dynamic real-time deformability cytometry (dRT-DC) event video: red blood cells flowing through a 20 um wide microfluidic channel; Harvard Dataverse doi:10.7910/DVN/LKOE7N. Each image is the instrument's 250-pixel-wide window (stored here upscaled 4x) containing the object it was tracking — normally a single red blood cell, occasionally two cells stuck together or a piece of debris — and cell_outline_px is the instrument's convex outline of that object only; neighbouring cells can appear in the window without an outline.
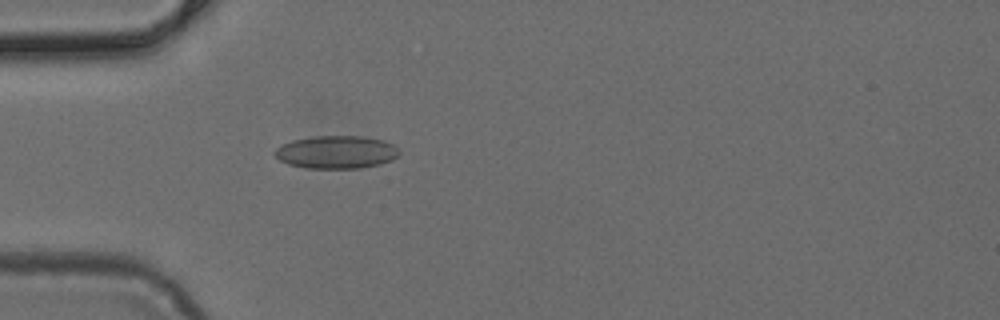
{"species": "common noctule bat (a hibernating species)", "species_latin": "Nyctalus noctula", "temperature_condition": "cold", "stored_images_in_passage": 49, "camera_frame_rate_fps": 3000, "um_per_image_px": 0.085, "animal": {"sex": "female", "body_mass_g": 24.6, "forearm_length_mm": 56.2}, "frame": {"image": 1, "passage_image": 15, "time_ms": 4.667, "image_size_px": [1000, 320], "cell_outline_px": [[400, 156], [392, 160], [380, 164], [360, 168], [308, 168], [288, 164], [280, 160], [272, 152], [280, 144], [292, 140], [312, 136], [364, 136], [384, 140], [400, 148]], "centroid_in_image_um": [28.61, 12.92], "position_along_channel_um": 56.4, "area_um2": 24.16}}
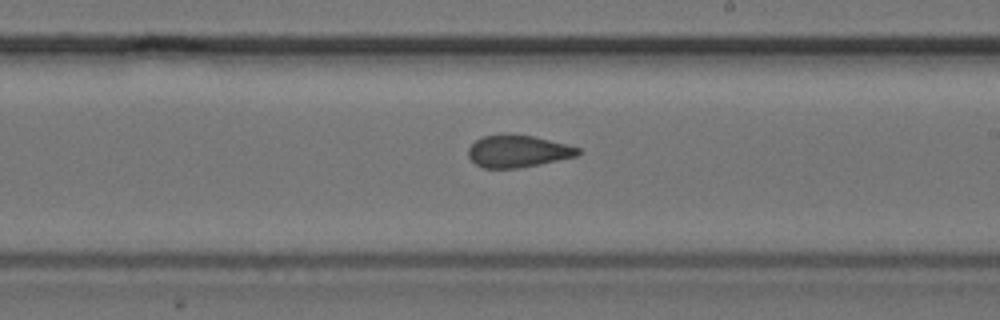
{"frame": {"image": 2, "passage_image": 29, "time_ms": 9.333, "image_size_px": [1000, 320], "cell_outline_px": [[580, 152], [576, 156], [540, 164], [520, 168], [484, 168], [476, 164], [468, 156], [468, 148], [476, 140], [484, 136], [532, 136], [568, 144], [580, 148]], "centroid_in_image_um": [44.03, 12.88], "position_along_channel_um": 245.0, "area_um2": 20.06}}
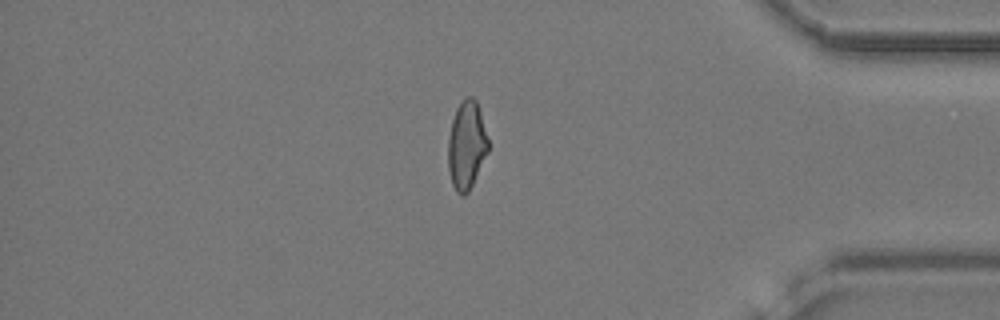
{"frame": {"image": 3, "passage_image": 42, "time_ms": 13.667, "image_size_px": [1000, 320], "cell_outline_px": [[488, 152], [468, 192], [464, 196], [460, 196], [456, 192], [452, 184], [448, 168], [448, 140], [452, 120], [456, 108], [460, 100], [468, 96], [472, 96], [476, 100], [480, 112], [488, 140]], "centroid_in_image_um": [39.64, 12.34], "position_along_channel_um": 395.6, "area_um2": 20.58}}